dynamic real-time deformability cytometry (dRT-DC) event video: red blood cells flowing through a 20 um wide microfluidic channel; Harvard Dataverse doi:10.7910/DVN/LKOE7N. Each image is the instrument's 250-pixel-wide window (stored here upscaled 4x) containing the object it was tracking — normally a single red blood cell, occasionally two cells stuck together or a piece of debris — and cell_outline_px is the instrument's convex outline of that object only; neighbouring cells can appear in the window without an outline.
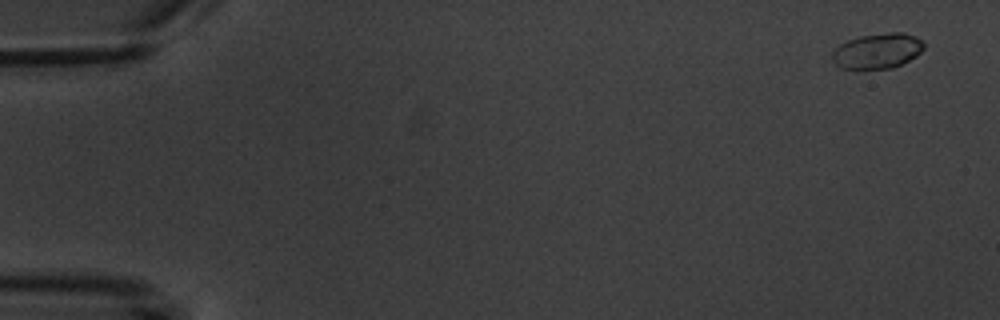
{"species": "common noctule bat (a hibernating species)", "species_latin": "Nyctalus noctula", "temperature_condition": "warm", "stored_images_in_passage": 6, "camera_frame_rate_fps": 3000, "um_per_image_px": 0.085, "animal": {"sex": "male", "body_mass_g": 20.1, "forearm_length_mm": 53.5}, "frame": {"image": 1, "passage_image": 1, "time_ms": 0.0, "image_size_px": [1000, 320], "cell_outline_px": [[924, 48], [916, 56], [892, 68], [840, 68], [836, 64], [832, 56], [832, 52], [840, 44], [848, 40], [860, 36], [888, 32], [904, 32], [916, 36], [924, 40]], "centroid_in_image_um": [74.62, 4.3], "position_along_channel_um": 10.4, "area_um2": 18.73}}
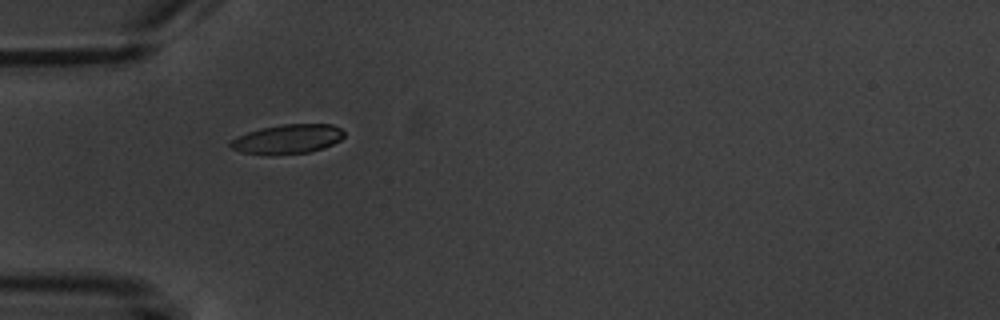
{"frame": {"image": 2, "passage_image": 5, "time_ms": 5.333, "image_size_px": [1000, 320], "cell_outline_px": [[344, 136], [340, 140], [332, 144], [308, 152], [240, 152], [232, 148], [228, 144], [232, 140], [248, 132], [260, 128], [284, 124], [332, 124], [340, 128], [344, 132]], "centroid_in_image_um": [24.49, 11.76], "position_along_channel_um": 60.5, "area_um2": 18.44}}